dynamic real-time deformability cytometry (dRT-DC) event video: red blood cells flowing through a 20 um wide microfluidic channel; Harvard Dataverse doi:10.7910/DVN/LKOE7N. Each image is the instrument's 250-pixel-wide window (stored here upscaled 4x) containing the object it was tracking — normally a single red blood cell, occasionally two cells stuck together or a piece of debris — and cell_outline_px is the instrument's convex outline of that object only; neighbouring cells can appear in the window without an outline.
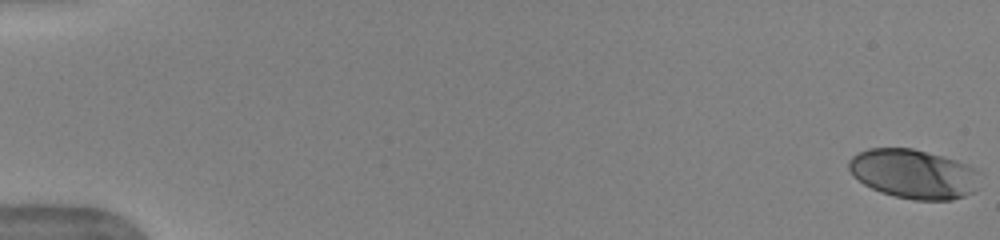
{"species": "human", "species_latin": "Homo sapiens", "temperature_condition": "warm", "stored_images_in_passage": 18, "camera_frame_rate_fps": 3000, "um_per_image_px": 0.085, "donor": {"sex": "female"}, "frame": {"image": 1, "passage_image": 1, "time_ms": 0.0, "image_size_px": [1000, 240], "cell_outline_px": [[980, 172], [976, 192], [952, 200], [912, 200], [880, 192], [864, 184], [852, 176], [848, 168], [848, 160], [856, 152], [868, 148], [912, 148], [956, 160], [980, 168]], "centroid_in_image_um": [77.68, 14.78], "position_along_channel_um": 7.3, "area_um2": 38.21}}
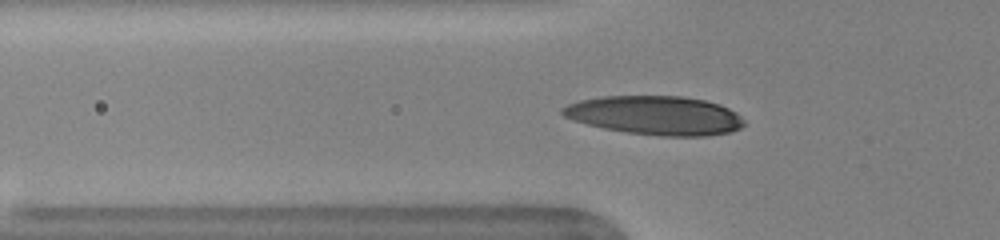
{"frame": {"image": 2, "passage_image": 13, "time_ms": 4.0, "image_size_px": [1000, 240], "cell_outline_px": [[744, 124], [740, 128], [732, 132], [708, 136], [660, 136], [628, 132], [604, 128], [572, 120], [564, 116], [560, 112], [560, 108], [568, 104], [580, 100], [600, 96], [684, 96], [704, 100], [720, 104], [736, 112], [744, 120]], "centroid_in_image_um": [55.71, 9.8], "position_along_channel_um": 70.1, "area_um2": 41.33}}
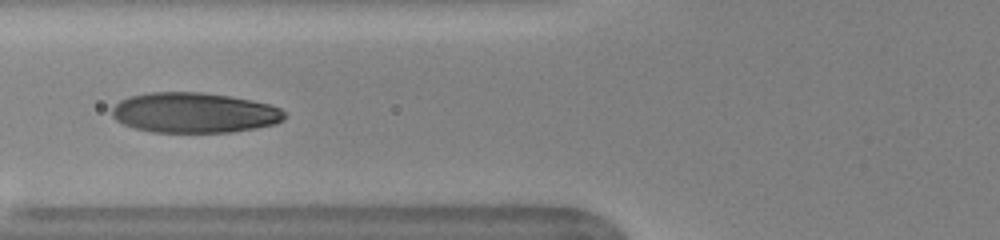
{"frame": {"image": 3, "passage_image": 15, "time_ms": 4.667, "image_size_px": [1000, 240], "cell_outline_px": [[288, 116], [284, 120], [276, 124], [256, 128], [232, 132], [152, 132], [136, 128], [124, 124], [116, 120], [112, 116], [112, 108], [120, 100], [128, 96], [148, 92], [204, 92], [252, 100], [268, 104], [280, 108]], "centroid_in_image_um": [16.52, 9.58], "position_along_channel_um": 109.3, "area_um2": 40.69}}